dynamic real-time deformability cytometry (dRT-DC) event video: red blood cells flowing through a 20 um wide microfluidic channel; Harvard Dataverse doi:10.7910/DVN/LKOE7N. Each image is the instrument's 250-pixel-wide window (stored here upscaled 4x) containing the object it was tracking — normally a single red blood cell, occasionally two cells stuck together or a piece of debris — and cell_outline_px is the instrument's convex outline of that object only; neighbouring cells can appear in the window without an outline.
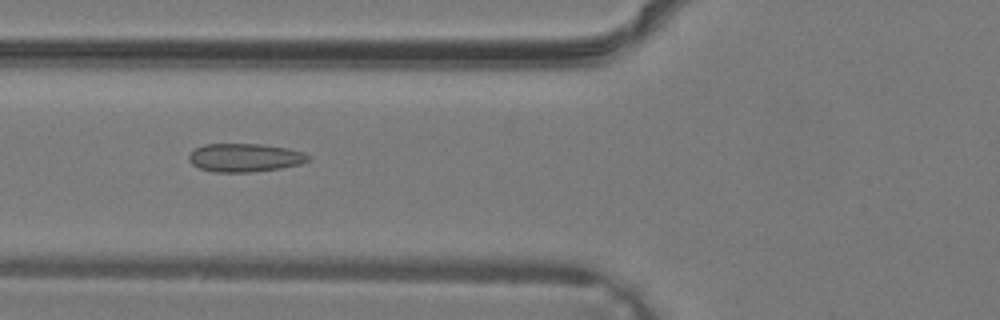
{"species": "common noctule bat (a hibernating species)", "species_latin": "Nyctalus noctula", "temperature_condition": "warm", "stored_images_in_passage": 34, "camera_frame_rate_fps": 3000, "um_per_image_px": 0.085, "animal": {"sex": "male", "body_mass_g": 19.2, "forearm_length_mm": 51.8}, "frame": {"image": 1, "passage_image": 15, "time_ms": 4.667, "image_size_px": [1000, 320], "cell_outline_px": [[312, 156], [308, 160], [300, 164], [280, 168], [252, 172], [212, 172], [200, 168], [192, 164], [188, 160], [188, 156], [196, 148], [204, 144], [260, 144], [288, 148], [304, 152]], "centroid_in_image_um": [20.82, 13.4], "position_along_channel_um": 105.0, "area_um2": 19.77}}
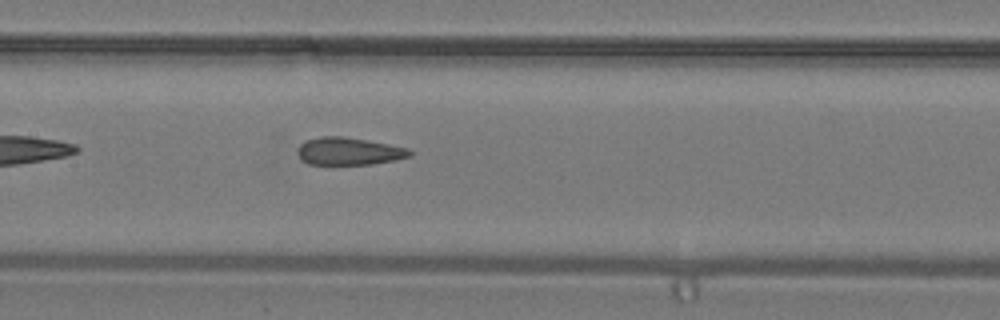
{"frame": {"image": 2, "passage_image": 19, "time_ms": 6.0, "image_size_px": [1000, 320], "cell_outline_px": [[412, 156], [396, 160], [372, 164], [308, 164], [300, 160], [296, 152], [300, 144], [308, 140], [320, 136], [344, 136], [368, 140], [408, 148], [412, 152]], "centroid_in_image_um": [29.65, 12.86], "position_along_channel_um": 177.8, "area_um2": 18.15}}
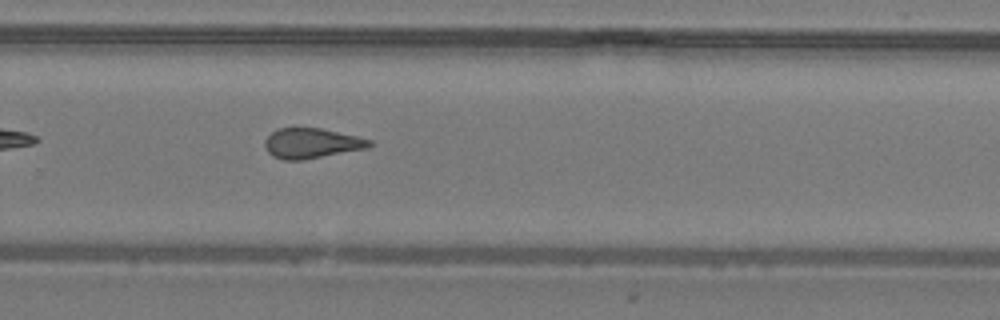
{"frame": {"image": 3, "passage_image": 26, "time_ms": 8.333, "image_size_px": [1000, 320], "cell_outline_px": [[372, 144], [368, 148], [304, 160], [284, 160], [272, 156], [268, 152], [264, 144], [264, 140], [272, 132], [280, 128], [320, 128], [356, 136], [372, 140]], "centroid_in_image_um": [26.48, 12.19], "position_along_channel_um": 303.3, "area_um2": 18.32}}